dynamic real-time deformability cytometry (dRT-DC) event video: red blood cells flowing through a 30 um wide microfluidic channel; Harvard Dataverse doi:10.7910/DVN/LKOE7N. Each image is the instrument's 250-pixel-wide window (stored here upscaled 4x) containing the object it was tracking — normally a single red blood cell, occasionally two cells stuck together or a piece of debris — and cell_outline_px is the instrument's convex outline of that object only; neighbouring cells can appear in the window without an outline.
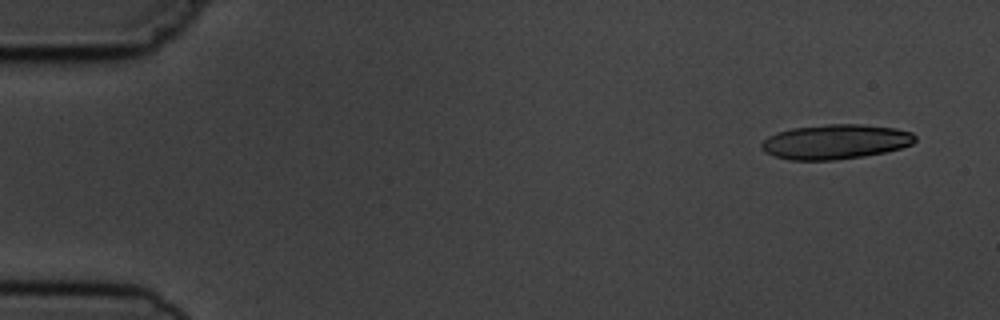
{"species": "common noctule bat (a hibernating species)", "species_latin": "Nyctalus noctula", "temperature_condition": "cold", "stored_images_in_passage": 5, "camera_frame_rate_fps": 3000, "um_per_image_px": 0.085, "animal": {"sex": "male", "body_mass_g": 19.5, "forearm_length_mm": 54.6}, "frame": {"image": 1, "passage_image": 1, "time_ms": 0.0, "image_size_px": [1000, 320], "cell_outline_px": [[916, 140], [912, 144], [900, 148], [884, 152], [864, 156], [836, 160], [788, 160], [772, 156], [764, 152], [760, 148], [760, 144], [768, 136], [776, 132], [792, 128], [828, 124], [860, 124], [896, 128], [912, 132], [916, 136]], "centroid_in_image_um": [70.98, 12.05], "position_along_channel_um": 14.0, "area_um2": 31.33}}